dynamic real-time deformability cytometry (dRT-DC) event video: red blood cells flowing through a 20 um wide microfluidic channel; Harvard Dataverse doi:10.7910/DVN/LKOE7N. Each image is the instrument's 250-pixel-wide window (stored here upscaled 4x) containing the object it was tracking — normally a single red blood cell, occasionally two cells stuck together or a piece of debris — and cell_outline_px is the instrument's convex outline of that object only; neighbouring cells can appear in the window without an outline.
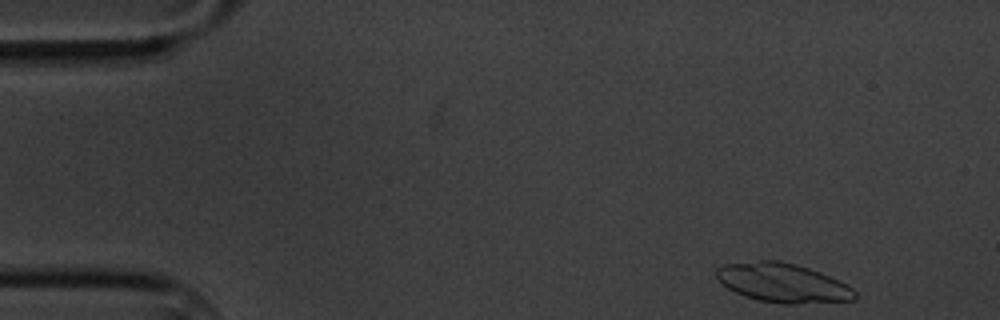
{"species": "common noctule bat (a hibernating species)", "species_latin": "Nyctalus noctula", "temperature_condition": "cold", "stored_images_in_passage": 5, "camera_frame_rate_fps": 3000, "um_per_image_px": 0.085, "animal": {"sex": "male", "body_mass_g": 20.1, "forearm_length_mm": 53.5}, "frame": {"image": 1, "passage_image": 1, "time_ms": 0.0, "image_size_px": [1000, 320], "cell_outline_px": [[856, 296], [852, 300], [796, 304], [784, 304], [760, 300], [744, 296], [720, 284], [716, 276], [716, 268], [724, 264], [760, 260], [776, 260], [796, 264], [820, 272], [840, 280], [852, 288], [856, 292]], "centroid_in_image_um": [66.51, 24.03], "position_along_channel_um": 18.5, "area_um2": 31.56}}